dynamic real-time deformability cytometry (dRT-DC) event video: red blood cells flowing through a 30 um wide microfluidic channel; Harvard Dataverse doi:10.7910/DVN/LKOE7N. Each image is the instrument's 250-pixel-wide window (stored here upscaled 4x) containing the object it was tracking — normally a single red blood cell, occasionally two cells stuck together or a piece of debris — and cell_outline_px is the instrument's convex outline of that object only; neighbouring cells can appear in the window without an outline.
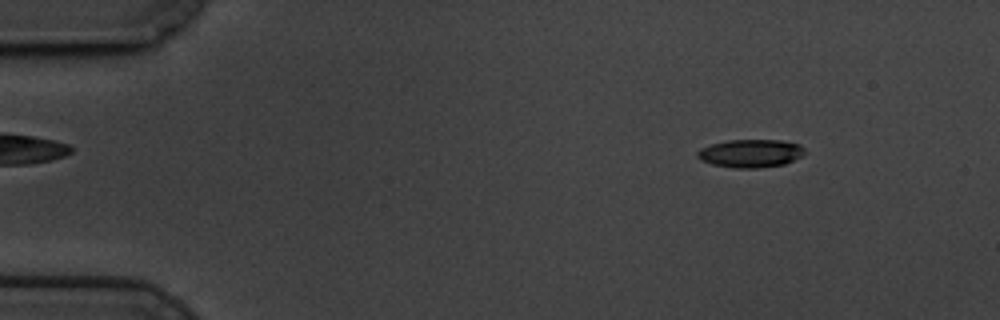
{"species": "common noctule bat (a hibernating species)", "species_latin": "Nyctalus noctula", "temperature_condition": "cold", "stored_images_in_passage": 58, "camera_frame_rate_fps": 3000, "um_per_image_px": 0.085, "animal": {"sex": "male", "body_mass_g": 19.5, "forearm_length_mm": 54.6}, "frame": {"image": 1, "passage_image": 7, "time_ms": 2.0, "image_size_px": [1000, 320], "cell_outline_px": [[808, 152], [784, 164], [756, 168], [736, 168], [712, 164], [700, 160], [696, 156], [696, 152], [700, 148], [712, 144], [728, 140], [780, 140], [800, 144]], "centroid_in_image_um": [63.79, 13.03], "position_along_channel_um": 21.2, "area_um2": 17.57}}
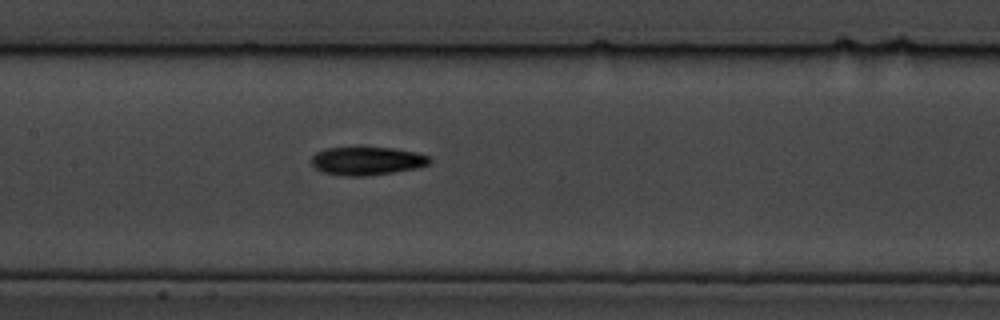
{"frame": {"image": 2, "passage_image": 28, "time_ms": 9.0, "image_size_px": [1000, 320], "cell_outline_px": [[432, 160], [428, 164], [416, 168], [392, 172], [364, 176], [340, 176], [324, 172], [316, 168], [312, 164], [312, 156], [316, 152], [324, 148], [392, 148], [416, 152], [428, 156]], "centroid_in_image_um": [31.18, 13.68], "position_along_channel_um": 176.2, "area_um2": 19.25}}
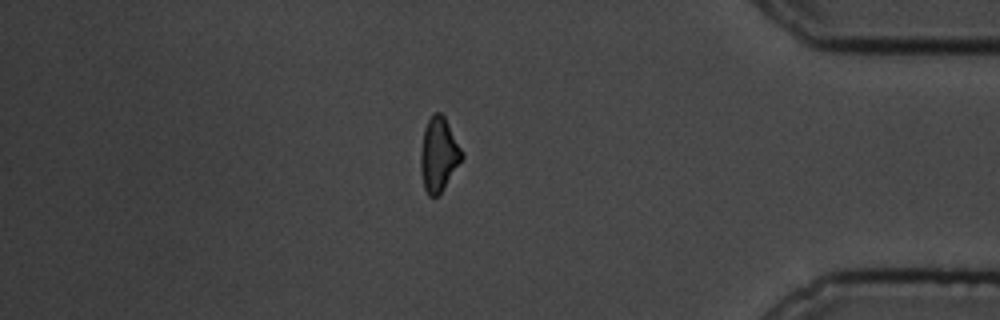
{"frame": {"image": 3, "passage_image": 50, "time_ms": 16.333, "image_size_px": [1000, 320], "cell_outline_px": [[464, 156], [444, 188], [436, 196], [428, 196], [424, 188], [420, 172], [420, 152], [424, 128], [432, 112], [440, 112], [444, 116], [464, 152]], "centroid_in_image_um": [37.28, 13.11], "position_along_channel_um": 397.9, "area_um2": 17.92}, "authors_computed_cell_mechanics": {"area_um2": 17.9758, "velocity_mm_per_s": 3.4387, "shape_relaxation_time_tau1_ms": 2.4862, "shape_relaxation_time_tau2_ms": 7.7105, "deformation_change_tau1": 0.0992, "deformation_change_tau2": 0.1585}}